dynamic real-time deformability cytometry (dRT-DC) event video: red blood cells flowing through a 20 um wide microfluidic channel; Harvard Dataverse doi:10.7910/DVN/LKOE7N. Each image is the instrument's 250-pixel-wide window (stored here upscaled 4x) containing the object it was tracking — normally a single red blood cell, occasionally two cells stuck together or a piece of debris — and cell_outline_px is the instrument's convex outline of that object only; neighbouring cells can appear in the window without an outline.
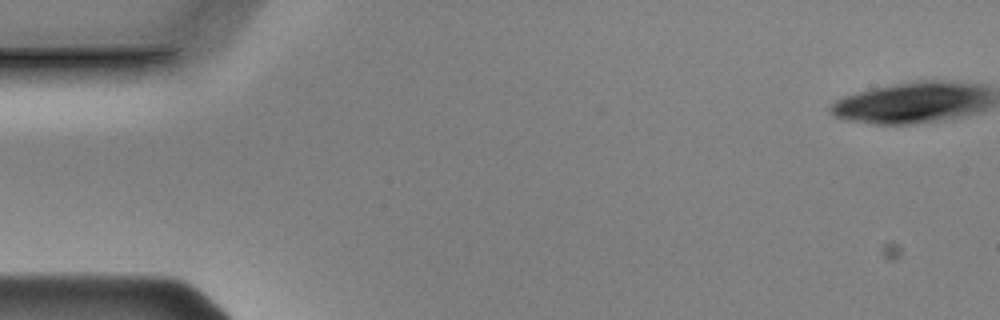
{"species": "Egyptian fruit bat (a non-hibernating species)", "species_latin": "Rousettus aegyptiacus", "temperature_condition": "cold", "stored_images_in_passage": 18, "camera_frame_rate_fps": 3000, "um_per_image_px": 0.085, "animal": {"sex": "male"}, "frame": {"image": 1, "passage_image": 1, "time_ms": 0.0, "image_size_px": [1000, 320], "cell_outline_px": [[976, 96], [968, 104], [956, 108], [928, 116], [912, 120], [876, 120], [852, 116], [836, 112], [836, 108], [844, 100], [872, 92], [896, 88], [924, 84], [940, 84], [964, 88], [976, 92]], "centroid_in_image_um": [77.07, 8.7], "position_along_channel_um": 7.9, "area_um2": 25.26}}
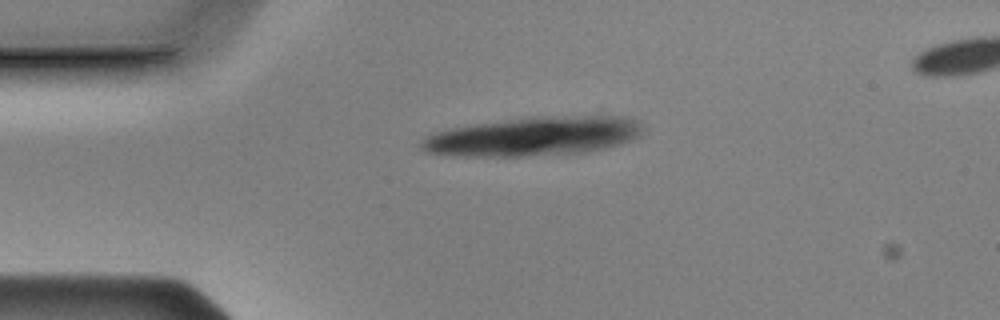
{"frame": {"image": 2, "passage_image": 13, "time_ms": 4.0, "image_size_px": [1000, 320], "cell_outline_px": [[624, 132], [620, 136], [608, 140], [580, 144], [520, 152], [504, 152], [432, 148], [428, 144], [432, 140], [440, 136], [452, 132], [476, 128], [520, 124], [616, 124]], "centroid_in_image_um": [44.69, 11.65], "position_along_channel_um": 40.3, "area_um2": 28.84}}